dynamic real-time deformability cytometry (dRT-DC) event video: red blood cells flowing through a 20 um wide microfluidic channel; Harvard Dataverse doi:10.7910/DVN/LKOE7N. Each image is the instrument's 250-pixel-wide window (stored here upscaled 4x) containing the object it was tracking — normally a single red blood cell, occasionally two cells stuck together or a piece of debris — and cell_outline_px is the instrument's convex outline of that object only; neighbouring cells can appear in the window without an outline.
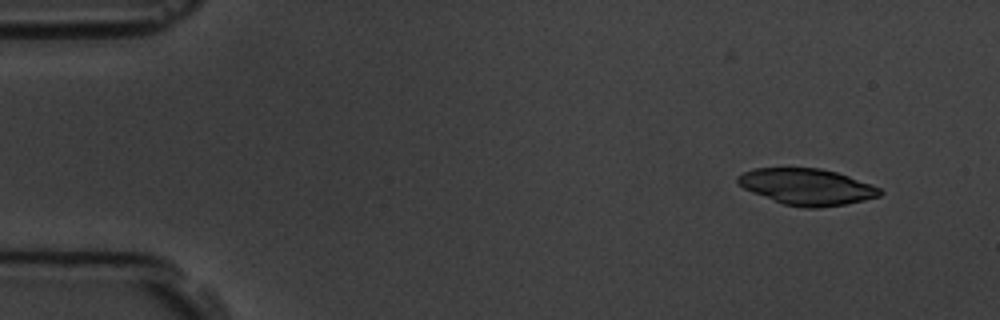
{"species": "common noctule bat (a hibernating species)", "species_latin": "Nyctalus noctula", "temperature_condition": "room temperature", "stored_images_in_passage": 6, "camera_frame_rate_fps": 3000, "um_per_image_px": 0.085, "animal": {"sex": "male", "body_mass_g": 19.5, "forearm_length_mm": 54.6}, "frame": {"image": 1, "passage_image": 3, "time_ms": 2.333, "image_size_px": [1000, 320], "cell_outline_px": [[884, 192], [880, 196], [864, 200], [844, 204], [820, 208], [804, 208], [784, 204], [752, 192], [744, 188], [736, 180], [736, 176], [744, 172], [756, 168], [820, 168], [836, 172], [848, 176], [880, 188]], "centroid_in_image_um": [68.59, 15.88], "position_along_channel_um": 16.4, "area_um2": 29.82}}